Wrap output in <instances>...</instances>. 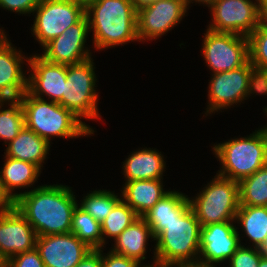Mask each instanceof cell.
Here are the masks:
<instances>
[{
  "instance_id": "30",
  "label": "cell",
  "mask_w": 267,
  "mask_h": 267,
  "mask_svg": "<svg viewBox=\"0 0 267 267\" xmlns=\"http://www.w3.org/2000/svg\"><path fill=\"white\" fill-rule=\"evenodd\" d=\"M84 199L81 200L80 205L87 213H89L95 220L100 224L105 220V218L110 214L113 207L121 200L111 191L95 190L91 193H87Z\"/></svg>"
},
{
  "instance_id": "32",
  "label": "cell",
  "mask_w": 267,
  "mask_h": 267,
  "mask_svg": "<svg viewBox=\"0 0 267 267\" xmlns=\"http://www.w3.org/2000/svg\"><path fill=\"white\" fill-rule=\"evenodd\" d=\"M264 256V253L260 248L252 246H241L235 251L232 257L229 259L230 267H258L260 259Z\"/></svg>"
},
{
  "instance_id": "2",
  "label": "cell",
  "mask_w": 267,
  "mask_h": 267,
  "mask_svg": "<svg viewBox=\"0 0 267 267\" xmlns=\"http://www.w3.org/2000/svg\"><path fill=\"white\" fill-rule=\"evenodd\" d=\"M151 229L156 240L151 267L198 261L201 225L191 205L176 219L169 223H156Z\"/></svg>"
},
{
  "instance_id": "17",
  "label": "cell",
  "mask_w": 267,
  "mask_h": 267,
  "mask_svg": "<svg viewBox=\"0 0 267 267\" xmlns=\"http://www.w3.org/2000/svg\"><path fill=\"white\" fill-rule=\"evenodd\" d=\"M36 240L35 230L16 207L0 211V255L6 261L35 248Z\"/></svg>"
},
{
  "instance_id": "14",
  "label": "cell",
  "mask_w": 267,
  "mask_h": 267,
  "mask_svg": "<svg viewBox=\"0 0 267 267\" xmlns=\"http://www.w3.org/2000/svg\"><path fill=\"white\" fill-rule=\"evenodd\" d=\"M233 222L201 226L199 262L214 265L232 257L241 246V235Z\"/></svg>"
},
{
  "instance_id": "18",
  "label": "cell",
  "mask_w": 267,
  "mask_h": 267,
  "mask_svg": "<svg viewBox=\"0 0 267 267\" xmlns=\"http://www.w3.org/2000/svg\"><path fill=\"white\" fill-rule=\"evenodd\" d=\"M5 32H0V99L20 98L27 91V77L22 69L29 57L13 47Z\"/></svg>"
},
{
  "instance_id": "6",
  "label": "cell",
  "mask_w": 267,
  "mask_h": 267,
  "mask_svg": "<svg viewBox=\"0 0 267 267\" xmlns=\"http://www.w3.org/2000/svg\"><path fill=\"white\" fill-rule=\"evenodd\" d=\"M189 199L201 226L235 221L239 209V184L217 174L195 198Z\"/></svg>"
},
{
  "instance_id": "45",
  "label": "cell",
  "mask_w": 267,
  "mask_h": 267,
  "mask_svg": "<svg viewBox=\"0 0 267 267\" xmlns=\"http://www.w3.org/2000/svg\"><path fill=\"white\" fill-rule=\"evenodd\" d=\"M259 4H260V11H267V0H262Z\"/></svg>"
},
{
  "instance_id": "16",
  "label": "cell",
  "mask_w": 267,
  "mask_h": 267,
  "mask_svg": "<svg viewBox=\"0 0 267 267\" xmlns=\"http://www.w3.org/2000/svg\"><path fill=\"white\" fill-rule=\"evenodd\" d=\"M28 65L31 73L27 79V91L40 99L48 96L51 101L62 105L67 65L49 62L40 54L29 57Z\"/></svg>"
},
{
  "instance_id": "36",
  "label": "cell",
  "mask_w": 267,
  "mask_h": 267,
  "mask_svg": "<svg viewBox=\"0 0 267 267\" xmlns=\"http://www.w3.org/2000/svg\"><path fill=\"white\" fill-rule=\"evenodd\" d=\"M40 0H0V8L18 14H31L39 5Z\"/></svg>"
},
{
  "instance_id": "21",
  "label": "cell",
  "mask_w": 267,
  "mask_h": 267,
  "mask_svg": "<svg viewBox=\"0 0 267 267\" xmlns=\"http://www.w3.org/2000/svg\"><path fill=\"white\" fill-rule=\"evenodd\" d=\"M150 237L154 240L151 227L143 217H138L114 239L115 245L110 250L141 264V261L146 259L144 255L147 253L146 244Z\"/></svg>"
},
{
  "instance_id": "27",
  "label": "cell",
  "mask_w": 267,
  "mask_h": 267,
  "mask_svg": "<svg viewBox=\"0 0 267 267\" xmlns=\"http://www.w3.org/2000/svg\"><path fill=\"white\" fill-rule=\"evenodd\" d=\"M71 232L92 249H103L101 224L79 205L76 206Z\"/></svg>"
},
{
  "instance_id": "44",
  "label": "cell",
  "mask_w": 267,
  "mask_h": 267,
  "mask_svg": "<svg viewBox=\"0 0 267 267\" xmlns=\"http://www.w3.org/2000/svg\"><path fill=\"white\" fill-rule=\"evenodd\" d=\"M64 1L76 2V3L83 5L84 7H86L88 3L90 2V0H64Z\"/></svg>"
},
{
  "instance_id": "9",
  "label": "cell",
  "mask_w": 267,
  "mask_h": 267,
  "mask_svg": "<svg viewBox=\"0 0 267 267\" xmlns=\"http://www.w3.org/2000/svg\"><path fill=\"white\" fill-rule=\"evenodd\" d=\"M204 35L202 54L212 74L231 71L249 60L248 37L208 28Z\"/></svg>"
},
{
  "instance_id": "25",
  "label": "cell",
  "mask_w": 267,
  "mask_h": 267,
  "mask_svg": "<svg viewBox=\"0 0 267 267\" xmlns=\"http://www.w3.org/2000/svg\"><path fill=\"white\" fill-rule=\"evenodd\" d=\"M189 200V197L181 192L170 191L142 217L151 228L156 223H169L190 206Z\"/></svg>"
},
{
  "instance_id": "31",
  "label": "cell",
  "mask_w": 267,
  "mask_h": 267,
  "mask_svg": "<svg viewBox=\"0 0 267 267\" xmlns=\"http://www.w3.org/2000/svg\"><path fill=\"white\" fill-rule=\"evenodd\" d=\"M249 60L253 66L259 68L267 67V31L259 26L248 37Z\"/></svg>"
},
{
  "instance_id": "19",
  "label": "cell",
  "mask_w": 267,
  "mask_h": 267,
  "mask_svg": "<svg viewBox=\"0 0 267 267\" xmlns=\"http://www.w3.org/2000/svg\"><path fill=\"white\" fill-rule=\"evenodd\" d=\"M121 191V199L129 205L135 213L142 217L161 198L170 191L163 189L161 179L133 180L126 182Z\"/></svg>"
},
{
  "instance_id": "10",
  "label": "cell",
  "mask_w": 267,
  "mask_h": 267,
  "mask_svg": "<svg viewBox=\"0 0 267 267\" xmlns=\"http://www.w3.org/2000/svg\"><path fill=\"white\" fill-rule=\"evenodd\" d=\"M209 30L249 37L259 26L260 4L257 0H217L210 6Z\"/></svg>"
},
{
  "instance_id": "34",
  "label": "cell",
  "mask_w": 267,
  "mask_h": 267,
  "mask_svg": "<svg viewBox=\"0 0 267 267\" xmlns=\"http://www.w3.org/2000/svg\"><path fill=\"white\" fill-rule=\"evenodd\" d=\"M252 93L267 95V72L264 68H259L251 64L247 97Z\"/></svg>"
},
{
  "instance_id": "15",
  "label": "cell",
  "mask_w": 267,
  "mask_h": 267,
  "mask_svg": "<svg viewBox=\"0 0 267 267\" xmlns=\"http://www.w3.org/2000/svg\"><path fill=\"white\" fill-rule=\"evenodd\" d=\"M35 248L45 267H75L92 250L72 232L37 236Z\"/></svg>"
},
{
  "instance_id": "24",
  "label": "cell",
  "mask_w": 267,
  "mask_h": 267,
  "mask_svg": "<svg viewBox=\"0 0 267 267\" xmlns=\"http://www.w3.org/2000/svg\"><path fill=\"white\" fill-rule=\"evenodd\" d=\"M235 221L242 226L253 248L262 249L267 242V207L239 205Z\"/></svg>"
},
{
  "instance_id": "37",
  "label": "cell",
  "mask_w": 267,
  "mask_h": 267,
  "mask_svg": "<svg viewBox=\"0 0 267 267\" xmlns=\"http://www.w3.org/2000/svg\"><path fill=\"white\" fill-rule=\"evenodd\" d=\"M75 267H102V248L90 250Z\"/></svg>"
},
{
  "instance_id": "47",
  "label": "cell",
  "mask_w": 267,
  "mask_h": 267,
  "mask_svg": "<svg viewBox=\"0 0 267 267\" xmlns=\"http://www.w3.org/2000/svg\"><path fill=\"white\" fill-rule=\"evenodd\" d=\"M261 250L264 253V255H267V242H266V244L263 246V248Z\"/></svg>"
},
{
  "instance_id": "7",
  "label": "cell",
  "mask_w": 267,
  "mask_h": 267,
  "mask_svg": "<svg viewBox=\"0 0 267 267\" xmlns=\"http://www.w3.org/2000/svg\"><path fill=\"white\" fill-rule=\"evenodd\" d=\"M93 58L67 65V79L64 83L62 106L77 118L98 119V94Z\"/></svg>"
},
{
  "instance_id": "35",
  "label": "cell",
  "mask_w": 267,
  "mask_h": 267,
  "mask_svg": "<svg viewBox=\"0 0 267 267\" xmlns=\"http://www.w3.org/2000/svg\"><path fill=\"white\" fill-rule=\"evenodd\" d=\"M142 267H151V265H143ZM140 263L134 259L115 254L109 251L106 255L102 251V267H141Z\"/></svg>"
},
{
  "instance_id": "39",
  "label": "cell",
  "mask_w": 267,
  "mask_h": 267,
  "mask_svg": "<svg viewBox=\"0 0 267 267\" xmlns=\"http://www.w3.org/2000/svg\"><path fill=\"white\" fill-rule=\"evenodd\" d=\"M136 11L160 0H131Z\"/></svg>"
},
{
  "instance_id": "20",
  "label": "cell",
  "mask_w": 267,
  "mask_h": 267,
  "mask_svg": "<svg viewBox=\"0 0 267 267\" xmlns=\"http://www.w3.org/2000/svg\"><path fill=\"white\" fill-rule=\"evenodd\" d=\"M156 149L144 148L132 152L123 162L126 182L133 180L163 179L166 163L164 156Z\"/></svg>"
},
{
  "instance_id": "28",
  "label": "cell",
  "mask_w": 267,
  "mask_h": 267,
  "mask_svg": "<svg viewBox=\"0 0 267 267\" xmlns=\"http://www.w3.org/2000/svg\"><path fill=\"white\" fill-rule=\"evenodd\" d=\"M4 103L8 109L2 110ZM25 118L21 98L0 99V139L9 144L24 128Z\"/></svg>"
},
{
  "instance_id": "29",
  "label": "cell",
  "mask_w": 267,
  "mask_h": 267,
  "mask_svg": "<svg viewBox=\"0 0 267 267\" xmlns=\"http://www.w3.org/2000/svg\"><path fill=\"white\" fill-rule=\"evenodd\" d=\"M138 217L135 211L121 199L101 223L103 247L107 237L115 239Z\"/></svg>"
},
{
  "instance_id": "41",
  "label": "cell",
  "mask_w": 267,
  "mask_h": 267,
  "mask_svg": "<svg viewBox=\"0 0 267 267\" xmlns=\"http://www.w3.org/2000/svg\"><path fill=\"white\" fill-rule=\"evenodd\" d=\"M193 1L196 3L198 2L199 4H204V5L206 4L209 8L217 0H185L187 7H189V5L193 3Z\"/></svg>"
},
{
  "instance_id": "4",
  "label": "cell",
  "mask_w": 267,
  "mask_h": 267,
  "mask_svg": "<svg viewBox=\"0 0 267 267\" xmlns=\"http://www.w3.org/2000/svg\"><path fill=\"white\" fill-rule=\"evenodd\" d=\"M25 126L51 143V137L79 138L94 130L59 103L40 99L26 91L21 97Z\"/></svg>"
},
{
  "instance_id": "12",
  "label": "cell",
  "mask_w": 267,
  "mask_h": 267,
  "mask_svg": "<svg viewBox=\"0 0 267 267\" xmlns=\"http://www.w3.org/2000/svg\"><path fill=\"white\" fill-rule=\"evenodd\" d=\"M189 9L185 0H160L137 11L138 41L161 37L180 23Z\"/></svg>"
},
{
  "instance_id": "22",
  "label": "cell",
  "mask_w": 267,
  "mask_h": 267,
  "mask_svg": "<svg viewBox=\"0 0 267 267\" xmlns=\"http://www.w3.org/2000/svg\"><path fill=\"white\" fill-rule=\"evenodd\" d=\"M49 149L50 144L46 140L24 126L6 147L5 156L33 163L41 169Z\"/></svg>"
},
{
  "instance_id": "8",
  "label": "cell",
  "mask_w": 267,
  "mask_h": 267,
  "mask_svg": "<svg viewBox=\"0 0 267 267\" xmlns=\"http://www.w3.org/2000/svg\"><path fill=\"white\" fill-rule=\"evenodd\" d=\"M34 13L36 15L31 31L43 48L70 26L78 23L85 16V7L72 1L40 0Z\"/></svg>"
},
{
  "instance_id": "40",
  "label": "cell",
  "mask_w": 267,
  "mask_h": 267,
  "mask_svg": "<svg viewBox=\"0 0 267 267\" xmlns=\"http://www.w3.org/2000/svg\"><path fill=\"white\" fill-rule=\"evenodd\" d=\"M170 267H215V265L201 263L199 261L196 262H188V263H182Z\"/></svg>"
},
{
  "instance_id": "48",
  "label": "cell",
  "mask_w": 267,
  "mask_h": 267,
  "mask_svg": "<svg viewBox=\"0 0 267 267\" xmlns=\"http://www.w3.org/2000/svg\"><path fill=\"white\" fill-rule=\"evenodd\" d=\"M264 111H265V113H266V115H267V106L265 107V109H263ZM265 126H267V125H265Z\"/></svg>"
},
{
  "instance_id": "46",
  "label": "cell",
  "mask_w": 267,
  "mask_h": 267,
  "mask_svg": "<svg viewBox=\"0 0 267 267\" xmlns=\"http://www.w3.org/2000/svg\"><path fill=\"white\" fill-rule=\"evenodd\" d=\"M0 267H6V260L0 255Z\"/></svg>"
},
{
  "instance_id": "23",
  "label": "cell",
  "mask_w": 267,
  "mask_h": 267,
  "mask_svg": "<svg viewBox=\"0 0 267 267\" xmlns=\"http://www.w3.org/2000/svg\"><path fill=\"white\" fill-rule=\"evenodd\" d=\"M41 170L33 163L5 156L4 165L0 171L5 190L16 200L18 193H13L14 190L32 187Z\"/></svg>"
},
{
  "instance_id": "3",
  "label": "cell",
  "mask_w": 267,
  "mask_h": 267,
  "mask_svg": "<svg viewBox=\"0 0 267 267\" xmlns=\"http://www.w3.org/2000/svg\"><path fill=\"white\" fill-rule=\"evenodd\" d=\"M93 45L106 49L137 41V11L131 0H90L85 7Z\"/></svg>"
},
{
  "instance_id": "38",
  "label": "cell",
  "mask_w": 267,
  "mask_h": 267,
  "mask_svg": "<svg viewBox=\"0 0 267 267\" xmlns=\"http://www.w3.org/2000/svg\"><path fill=\"white\" fill-rule=\"evenodd\" d=\"M15 208V199L5 190L0 173V211H6Z\"/></svg>"
},
{
  "instance_id": "13",
  "label": "cell",
  "mask_w": 267,
  "mask_h": 267,
  "mask_svg": "<svg viewBox=\"0 0 267 267\" xmlns=\"http://www.w3.org/2000/svg\"><path fill=\"white\" fill-rule=\"evenodd\" d=\"M89 31V21L85 15L78 23L46 44L40 56L49 62L63 65L77 64L91 58V52L85 46Z\"/></svg>"
},
{
  "instance_id": "33",
  "label": "cell",
  "mask_w": 267,
  "mask_h": 267,
  "mask_svg": "<svg viewBox=\"0 0 267 267\" xmlns=\"http://www.w3.org/2000/svg\"><path fill=\"white\" fill-rule=\"evenodd\" d=\"M6 267H45L39 252L33 248L27 252L10 257L6 261Z\"/></svg>"
},
{
  "instance_id": "42",
  "label": "cell",
  "mask_w": 267,
  "mask_h": 267,
  "mask_svg": "<svg viewBox=\"0 0 267 267\" xmlns=\"http://www.w3.org/2000/svg\"><path fill=\"white\" fill-rule=\"evenodd\" d=\"M259 24L267 31V11H260Z\"/></svg>"
},
{
  "instance_id": "43",
  "label": "cell",
  "mask_w": 267,
  "mask_h": 267,
  "mask_svg": "<svg viewBox=\"0 0 267 267\" xmlns=\"http://www.w3.org/2000/svg\"><path fill=\"white\" fill-rule=\"evenodd\" d=\"M258 267H267V255H264L259 262Z\"/></svg>"
},
{
  "instance_id": "1",
  "label": "cell",
  "mask_w": 267,
  "mask_h": 267,
  "mask_svg": "<svg viewBox=\"0 0 267 267\" xmlns=\"http://www.w3.org/2000/svg\"><path fill=\"white\" fill-rule=\"evenodd\" d=\"M78 205L71 187L43 185L18 193L15 207L26 218L37 236L71 232L73 212Z\"/></svg>"
},
{
  "instance_id": "5",
  "label": "cell",
  "mask_w": 267,
  "mask_h": 267,
  "mask_svg": "<svg viewBox=\"0 0 267 267\" xmlns=\"http://www.w3.org/2000/svg\"><path fill=\"white\" fill-rule=\"evenodd\" d=\"M213 152L222 165L217 174L239 182L267 164V126L247 137L218 143Z\"/></svg>"
},
{
  "instance_id": "11",
  "label": "cell",
  "mask_w": 267,
  "mask_h": 267,
  "mask_svg": "<svg viewBox=\"0 0 267 267\" xmlns=\"http://www.w3.org/2000/svg\"><path fill=\"white\" fill-rule=\"evenodd\" d=\"M251 73V63L248 60L243 66L231 71L212 74L208 90V107L206 116L228 109L238 102L247 99L248 81Z\"/></svg>"
},
{
  "instance_id": "26",
  "label": "cell",
  "mask_w": 267,
  "mask_h": 267,
  "mask_svg": "<svg viewBox=\"0 0 267 267\" xmlns=\"http://www.w3.org/2000/svg\"><path fill=\"white\" fill-rule=\"evenodd\" d=\"M238 184L239 205L267 207V164Z\"/></svg>"
}]
</instances>
